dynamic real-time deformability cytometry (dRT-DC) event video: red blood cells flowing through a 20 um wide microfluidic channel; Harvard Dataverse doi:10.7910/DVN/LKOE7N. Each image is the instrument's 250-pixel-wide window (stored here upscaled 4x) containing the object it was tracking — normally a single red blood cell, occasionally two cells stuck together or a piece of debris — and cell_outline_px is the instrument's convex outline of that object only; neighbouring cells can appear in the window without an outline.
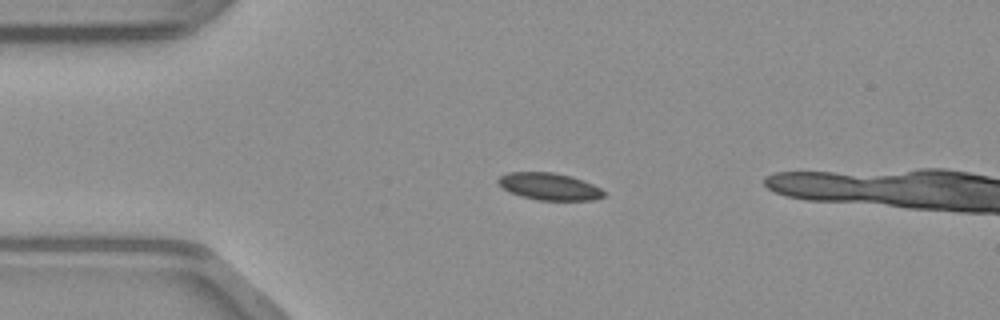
{"species": "common noctule bat (a hibernating species)", "species_latin": "Nyctalus noctula", "temperature_condition": "warm", "stored_images_in_passage": 15, "camera_frame_rate_fps": 3000, "um_per_image_px": 0.085, "animal": {"sex": "male", "body_mass_g": 23.1, "forearm_length_mm": 52.7}, "frame": {"image": 1, "passage_image": 11, "time_ms": 3.333, "image_size_px": [1000, 320], "cell_outline_px": [[604, 196], [596, 200], [536, 200], [520, 196], [508, 192], [496, 180], [500, 176], [508, 172], [552, 172], [572, 176], [592, 184], [600, 188], [604, 192]], "centroid_in_image_um": [46.67, 15.85], "position_along_channel_um": 38.3, "area_um2": 16.7}}